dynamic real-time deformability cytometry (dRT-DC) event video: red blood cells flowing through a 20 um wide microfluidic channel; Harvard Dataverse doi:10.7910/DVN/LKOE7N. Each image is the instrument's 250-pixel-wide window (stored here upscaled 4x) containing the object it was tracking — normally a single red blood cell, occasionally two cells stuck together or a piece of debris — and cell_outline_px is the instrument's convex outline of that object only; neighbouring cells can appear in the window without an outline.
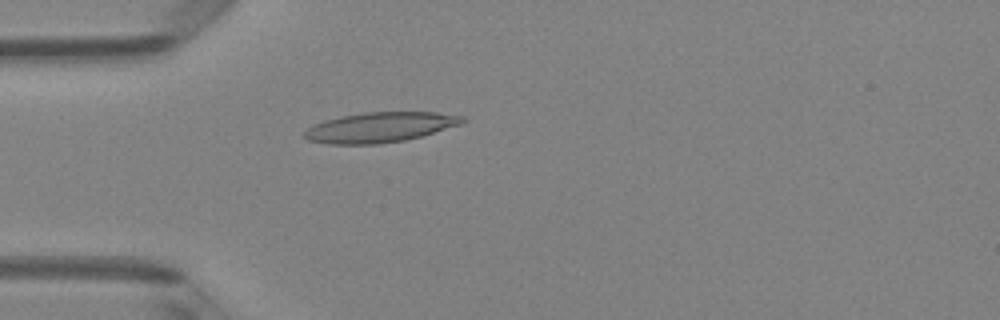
{"species": "Egyptian fruit bat (a non-hibernating species)", "species_latin": "Rousettus aegyptiacus", "temperature_condition": "room temperature", "stored_images_in_passage": 4, "camera_frame_rate_fps": 3000, "um_per_image_px": 0.085, "animal": {"sex": "female"}, "frame": {"image": 1, "passage_image": 4, "time_ms": 1.0, "image_size_px": [1000, 320], "cell_outline_px": [[468, 120], [460, 124], [420, 136], [404, 140], [380, 144], [328, 144], [308, 140], [304, 136], [304, 132], [308, 128], [324, 120], [364, 112], [436, 112], [464, 116]], "centroid_in_image_um": [32.31, 10.82], "position_along_channel_um": 52.7, "area_um2": 27.46}}